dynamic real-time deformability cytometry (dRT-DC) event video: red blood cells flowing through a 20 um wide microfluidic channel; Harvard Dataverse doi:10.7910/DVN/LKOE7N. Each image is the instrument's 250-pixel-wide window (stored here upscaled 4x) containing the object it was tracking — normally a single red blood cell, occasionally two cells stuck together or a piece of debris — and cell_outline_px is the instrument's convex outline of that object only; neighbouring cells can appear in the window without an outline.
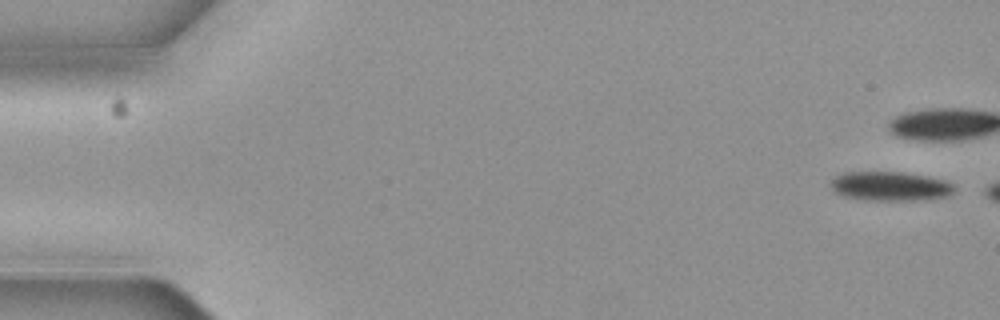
{"species": "common noctule bat (a hibernating species)", "species_latin": "Nyctalus noctula", "temperature_condition": "cold", "stored_images_in_passage": 3, "camera_frame_rate_fps": 3000, "um_per_image_px": 0.085, "animal": {"sex": "female", "body_mass_g": 19.3, "forearm_length_mm": 54.1}, "frame": {"image": 1, "passage_image": 1, "time_ms": 0.0, "image_size_px": [1000, 320], "cell_outline_px": [[952, 192], [944, 196], [912, 200], [864, 200], [844, 196], [832, 192], [832, 180], [836, 176], [844, 172], [900, 172], [924, 176], [944, 180], [952, 184]], "centroid_in_image_um": [75.57, 15.82], "position_along_channel_um": 9.4, "area_um2": 20.58}}